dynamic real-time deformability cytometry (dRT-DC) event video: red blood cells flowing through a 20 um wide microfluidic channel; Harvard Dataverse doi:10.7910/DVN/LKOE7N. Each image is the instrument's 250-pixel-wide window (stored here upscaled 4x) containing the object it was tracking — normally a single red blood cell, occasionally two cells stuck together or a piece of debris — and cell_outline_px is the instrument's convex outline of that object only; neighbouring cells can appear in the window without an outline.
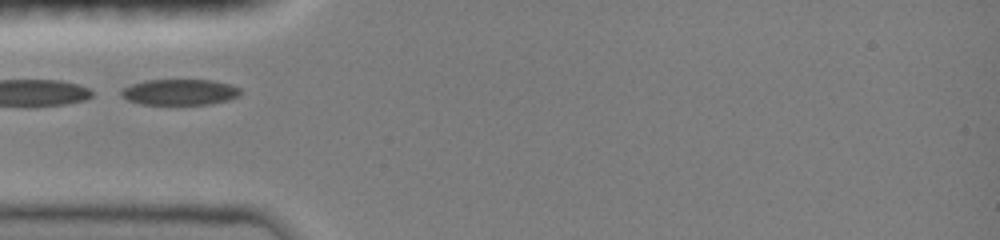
{"species": "common noctule bat (a hibernating species)", "species_latin": "Nyctalus noctula", "temperature_condition": "room temperature", "stored_images_in_passage": 6, "segment_of_instrument_passage": [2, 2], "camera_frame_rate_fps": 3000, "um_per_image_px": 0.085, "animal": {"sex": "female", "body_mass_g": 19.0, "forearm_length_mm": 51.5}, "frame": {"image": 1, "passage_image": 3, "time_ms": 2.333, "image_size_px": [1000, 240], "cell_outline_px": [[240, 96], [228, 100], [212, 104], [140, 104], [128, 100], [120, 96], [120, 92], [124, 88], [132, 84], [144, 80], [212, 80], [232, 84], [240, 88]], "centroid_in_image_um": [15.3, 7.83], "position_along_channel_um": 69.7, "area_um2": 18.09}}
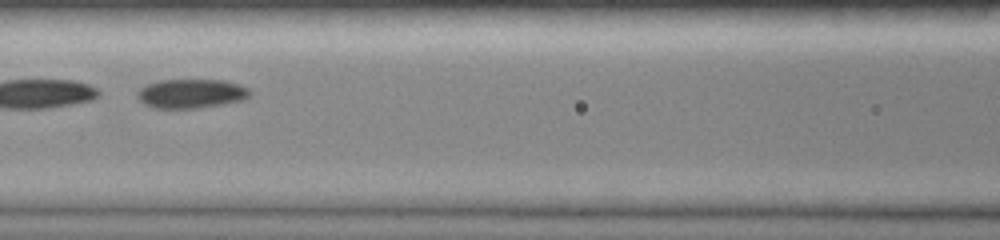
{"frame": {"image": 2, "passage_image": 5, "time_ms": 4.333, "image_size_px": [1000, 240], "cell_outline_px": [[252, 92], [244, 100], [224, 104], [200, 108], [152, 108], [144, 104], [136, 96], [136, 92], [140, 88], [148, 84], [160, 80], [224, 80], [240, 84], [248, 88]], "centroid_in_image_um": [16.26, 7.96], "position_along_channel_um": 150.3, "area_um2": 19.31}}
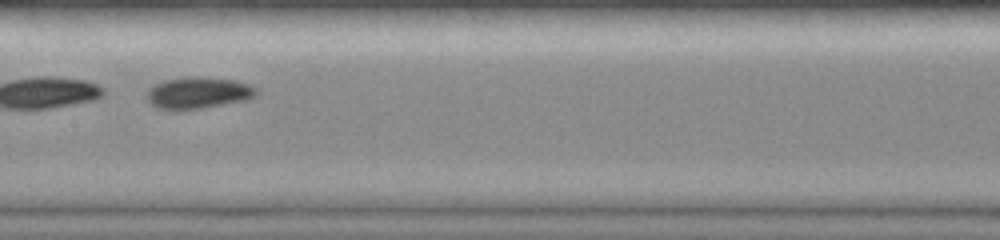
{"frame": {"image": 3, "passage_image": 6, "time_ms": 5.333, "image_size_px": [1000, 240], "cell_outline_px": [[256, 96], [248, 100], [204, 108], [180, 112], [176, 112], [156, 108], [144, 96], [144, 92], [152, 84], [164, 80], [188, 76], [236, 80], [248, 84], [256, 88]], "centroid_in_image_um": [16.76, 7.92], "position_along_channel_um": 190.6, "area_um2": 20.92}}